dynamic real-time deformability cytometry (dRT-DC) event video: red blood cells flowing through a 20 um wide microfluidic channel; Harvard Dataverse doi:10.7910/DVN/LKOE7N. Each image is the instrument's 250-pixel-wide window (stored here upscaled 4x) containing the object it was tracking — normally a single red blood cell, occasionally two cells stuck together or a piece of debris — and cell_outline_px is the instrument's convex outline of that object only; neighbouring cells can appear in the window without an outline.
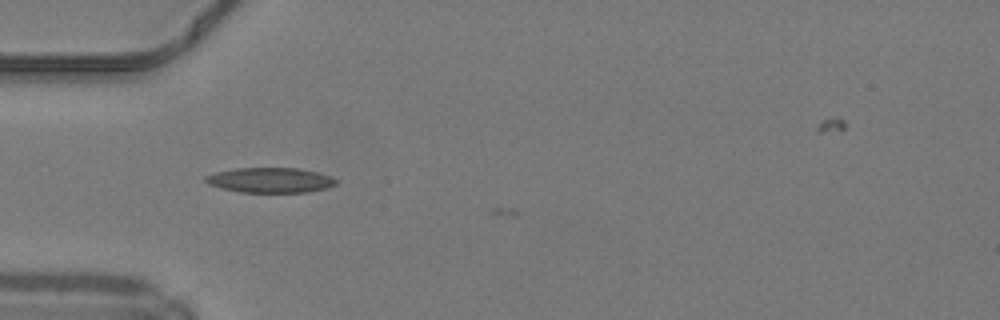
{"species": "common noctule bat (a hibernating species)", "species_latin": "Nyctalus noctula", "temperature_condition": "warm", "stored_images_in_passage": 6, "camera_frame_rate_fps": 3000, "um_per_image_px": 0.085, "animal": {"sex": "male", "body_mass_g": 19.2, "forearm_length_mm": 51.8}, "frame": {"image": 1, "passage_image": 3, "time_ms": 0.667, "image_size_px": [1000, 320], "cell_outline_px": [[336, 184], [328, 188], [308, 192], [240, 192], [220, 188], [208, 184], [204, 180], [204, 176], [216, 172], [236, 168], [296, 168], [316, 172], [332, 176], [336, 180]], "centroid_in_image_um": [22.96, 15.31], "position_along_channel_um": 62.0, "area_um2": 19.07}}